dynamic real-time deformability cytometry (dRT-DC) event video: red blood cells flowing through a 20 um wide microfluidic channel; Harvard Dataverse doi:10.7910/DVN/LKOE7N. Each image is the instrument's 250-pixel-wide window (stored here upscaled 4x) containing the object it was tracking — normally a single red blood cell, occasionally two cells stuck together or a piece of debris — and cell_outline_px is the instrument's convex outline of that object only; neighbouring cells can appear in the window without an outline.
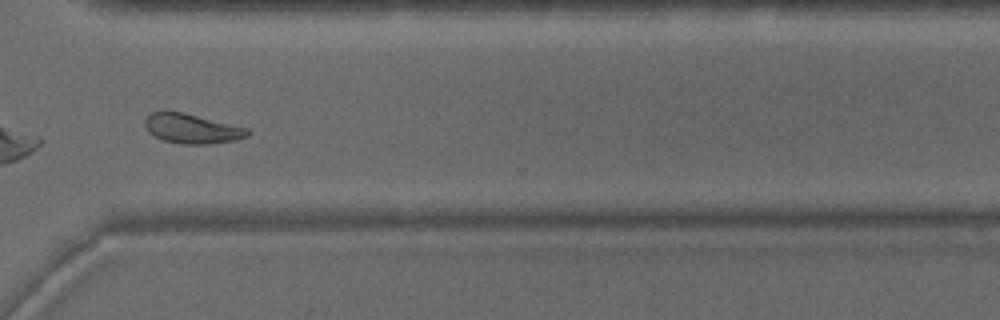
{"species": "common noctule bat (a hibernating species)", "species_latin": "Nyctalus noctula", "temperature_condition": "warm", "stored_images_in_passage": 49, "camera_frame_rate_fps": 3000, "um_per_image_px": 0.085, "animal": {"sex": "male", "body_mass_g": 15.6}, "frame": {"image": 1, "passage_image": 35, "time_ms": 11.333, "image_size_px": [1000, 320], "cell_outline_px": [[252, 132], [248, 136], [236, 140], [208, 144], [180, 144], [164, 140], [148, 132], [144, 124], [144, 120], [152, 112], [184, 112], [248, 128]], "centroid_in_image_um": [16.35, 10.94], "position_along_channel_um": 354.3, "area_um2": 17.69}}